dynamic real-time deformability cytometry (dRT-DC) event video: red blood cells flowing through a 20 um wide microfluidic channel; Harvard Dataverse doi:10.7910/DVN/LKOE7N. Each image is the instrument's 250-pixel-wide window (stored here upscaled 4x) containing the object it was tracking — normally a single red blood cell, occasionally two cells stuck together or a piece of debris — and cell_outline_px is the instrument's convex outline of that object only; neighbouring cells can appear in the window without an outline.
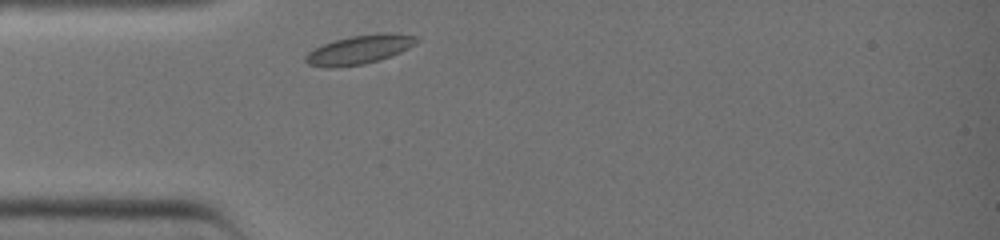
{"species": "common noctule bat (a hibernating species)", "species_latin": "Nyctalus noctula", "temperature_condition": "warm", "stored_images_in_passage": 23, "camera_frame_rate_fps": 3000, "um_per_image_px": 0.085, "animal": {"sex": "female", "body_mass_g": 19.0, "forearm_length_mm": 51.5}, "frame": {"image": 1, "passage_image": 1, "time_ms": 0.0, "image_size_px": [1000, 240], "cell_outline_px": [[420, 40], [416, 44], [400, 52], [380, 60], [364, 64], [336, 68], [324, 68], [308, 64], [304, 60], [304, 56], [308, 52], [324, 44], [336, 40], [352, 36], [384, 32], [388, 32], [420, 36]], "centroid_in_image_um": [30.58, 4.22], "position_along_channel_um": 54.4, "area_um2": 18.9}}
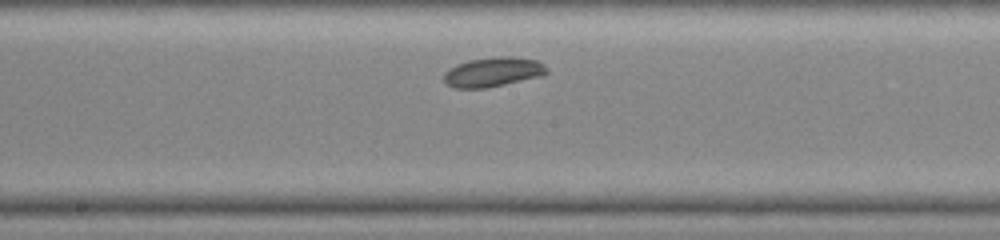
{"frame": {"image": 2, "passage_image": 11, "time_ms": 3.333, "image_size_px": [1000, 240], "cell_outline_px": [[548, 72], [544, 76], [484, 88], [452, 88], [444, 80], [444, 72], [448, 68], [456, 64], [468, 60], [496, 56], [512, 56], [536, 60], [544, 64], [548, 68]], "centroid_in_image_um": [41.92, 6.11], "position_along_channel_um": 206.3, "area_um2": 17.92}}
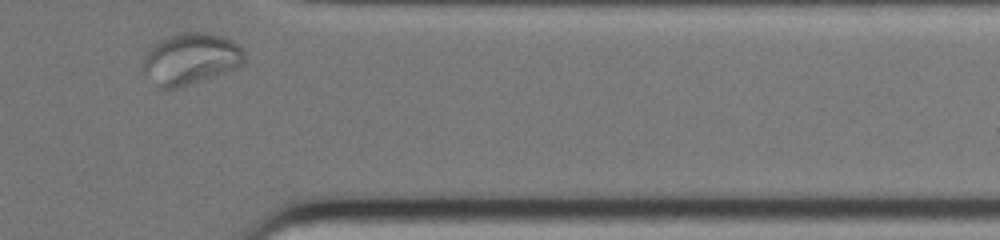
{"frame": {"image": 3, "passage_image": 23, "time_ms": 7.333, "image_size_px": [1000, 240], "cell_outline_px": [[244, 64], [236, 68], [216, 76], [176, 88], [156, 88], [144, 72], [144, 56], [148, 48], [152, 44], [168, 36], [180, 32], [208, 32], [232, 40], [244, 52]], "centroid_in_image_um": [16.18, 5.0], "position_along_channel_um": 395.2, "area_um2": 30.46}}